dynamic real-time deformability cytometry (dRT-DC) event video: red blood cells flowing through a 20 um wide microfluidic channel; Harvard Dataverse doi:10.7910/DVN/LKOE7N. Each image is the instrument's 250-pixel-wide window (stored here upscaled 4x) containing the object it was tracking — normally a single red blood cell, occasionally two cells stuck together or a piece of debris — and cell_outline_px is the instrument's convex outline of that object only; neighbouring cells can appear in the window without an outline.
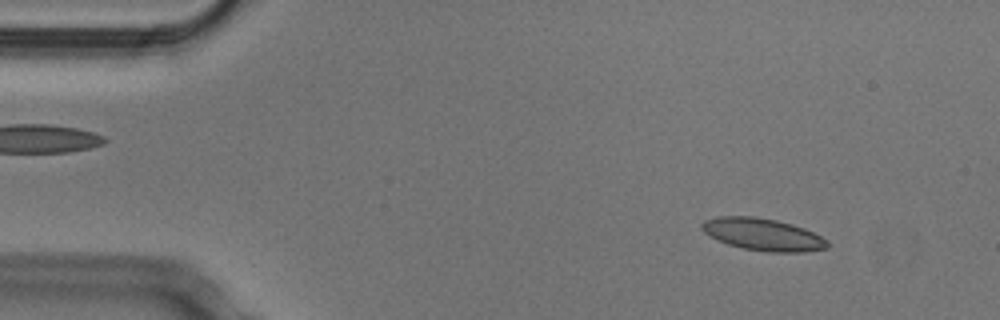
{"species": "Egyptian fruit bat (a non-hibernating species)", "species_latin": "Rousettus aegyptiacus", "temperature_condition": "cold", "stored_images_in_passage": 51, "camera_frame_rate_fps": 3000, "um_per_image_px": 0.085, "animal": {"sex": "male"}, "frame": {"image": 1, "passage_image": 5, "time_ms": 1.333, "image_size_px": [1000, 320], "cell_outline_px": [[828, 248], [804, 252], [768, 252], [744, 248], [728, 244], [704, 232], [700, 228], [700, 224], [704, 220], [716, 216], [756, 216], [776, 220], [792, 224], [804, 228], [828, 240]], "centroid_in_image_um": [64.84, 19.91], "position_along_channel_um": 20.2, "area_um2": 23.52}}
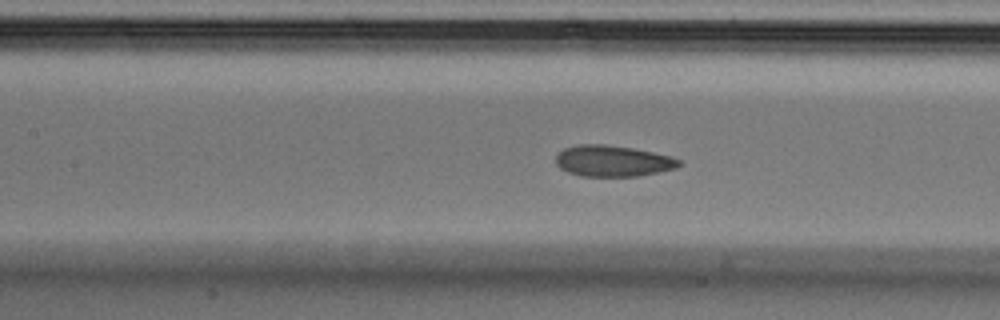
{"frame": {"image": 2, "passage_image": 22, "time_ms": 7.0, "image_size_px": [1000, 320], "cell_outline_px": [[680, 164], [676, 168], [636, 176], [580, 176], [568, 172], [560, 168], [556, 164], [556, 156], [564, 148], [580, 144], [604, 144], [632, 148], [672, 156], [680, 160]], "centroid_in_image_um": [52.06, 13.68], "position_along_channel_um": 155.3, "area_um2": 22.2}}
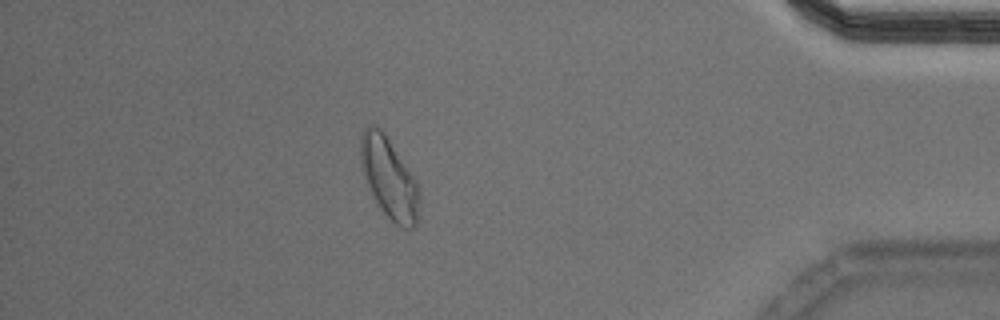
{"frame": {"image": 3, "passage_image": 45, "time_ms": 14.667, "image_size_px": [1000, 320], "cell_outline_px": [[420, 196], [416, 224], [412, 228], [404, 228], [396, 224], [380, 208], [368, 184], [364, 172], [360, 152], [360, 136], [364, 128], [368, 124], [372, 124], [380, 128], [384, 132], [416, 180]], "centroid_in_image_um": [33.08, 15.1], "position_along_channel_um": 402.1, "area_um2": 27.05}, "authors_computed_cell_mechanics": {"area_um2": 23.1778, "velocity_mm_per_s": 3.7758, "shape_relaxation_time_tau1_ms": 5.4294, "shape_relaxation_time_tau2_ms": 1.5608, "deformation_change_tau1": 0.131, "deformation_change_tau2": 0.0575}}